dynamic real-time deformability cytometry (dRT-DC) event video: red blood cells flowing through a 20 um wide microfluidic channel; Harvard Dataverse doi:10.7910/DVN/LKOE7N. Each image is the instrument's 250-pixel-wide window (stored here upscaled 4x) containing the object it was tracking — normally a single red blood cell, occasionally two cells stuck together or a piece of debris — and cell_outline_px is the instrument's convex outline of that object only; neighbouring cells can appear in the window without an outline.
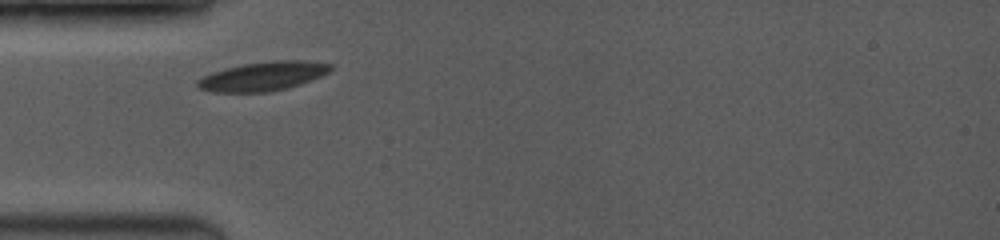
{"species": "common noctule bat (a hibernating species)", "species_latin": "Nyctalus noctula", "temperature_condition": "room temperature", "stored_images_in_passage": 2, "camera_frame_rate_fps": 3500, "um_per_image_px": 0.085, "animal": {"sex": "female", "body_mass_g": 19.0, "forearm_length_mm": 53.3}, "frame": {"image": 1, "passage_image": 1, "time_ms": 0.0, "image_size_px": [1000, 240], "cell_outline_px": [[332, 68], [328, 72], [320, 76], [300, 84], [268, 92], [212, 92], [200, 88], [196, 84], [196, 80], [212, 72], [224, 68], [244, 64], [272, 60], [304, 60], [332, 64]], "centroid_in_image_um": [22.33, 6.47], "position_along_channel_um": 62.7, "area_um2": 22.37}}
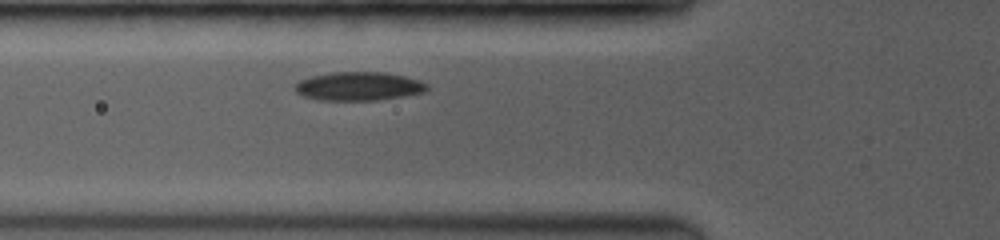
{"frame": {"image": 2, "passage_image": 2, "time_ms": 0.857, "image_size_px": [1000, 240], "cell_outline_px": [[428, 88], [424, 92], [404, 96], [376, 100], [320, 100], [304, 96], [296, 92], [296, 84], [300, 80], [312, 76], [332, 72], [384, 72], [404, 76], [420, 80], [428, 84]], "centroid_in_image_um": [30.52, 7.33], "position_along_channel_um": 95.3, "area_um2": 21.91}}